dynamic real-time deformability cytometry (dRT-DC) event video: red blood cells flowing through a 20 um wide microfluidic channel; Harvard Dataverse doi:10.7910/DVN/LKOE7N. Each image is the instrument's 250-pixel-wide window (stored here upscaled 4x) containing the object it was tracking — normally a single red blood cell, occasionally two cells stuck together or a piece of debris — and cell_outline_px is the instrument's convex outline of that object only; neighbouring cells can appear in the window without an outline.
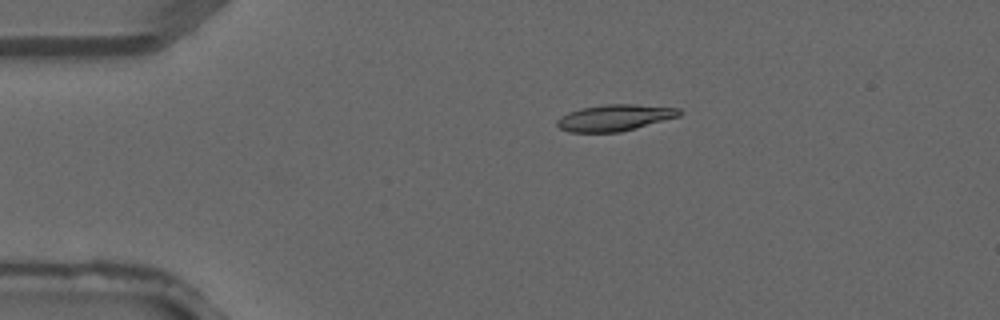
{"species": "common noctule bat (a hibernating species)", "species_latin": "Nyctalus noctula", "temperature_condition": "warm", "stored_images_in_passage": 2, "camera_frame_rate_fps": 3000, "um_per_image_px": 0.085, "animal": {"sex": "male", "forearm_length_mm": 52.5}, "frame": {"image": 1, "passage_image": 1, "time_ms": 0.0, "image_size_px": [1000, 320], "cell_outline_px": [[680, 116], [620, 132], [568, 132], [560, 128], [556, 124], [556, 120], [568, 112], [580, 108], [608, 104], [636, 104], [680, 108]], "centroid_in_image_um": [52.23, 10.0], "position_along_channel_um": 32.8, "area_um2": 18.73}}